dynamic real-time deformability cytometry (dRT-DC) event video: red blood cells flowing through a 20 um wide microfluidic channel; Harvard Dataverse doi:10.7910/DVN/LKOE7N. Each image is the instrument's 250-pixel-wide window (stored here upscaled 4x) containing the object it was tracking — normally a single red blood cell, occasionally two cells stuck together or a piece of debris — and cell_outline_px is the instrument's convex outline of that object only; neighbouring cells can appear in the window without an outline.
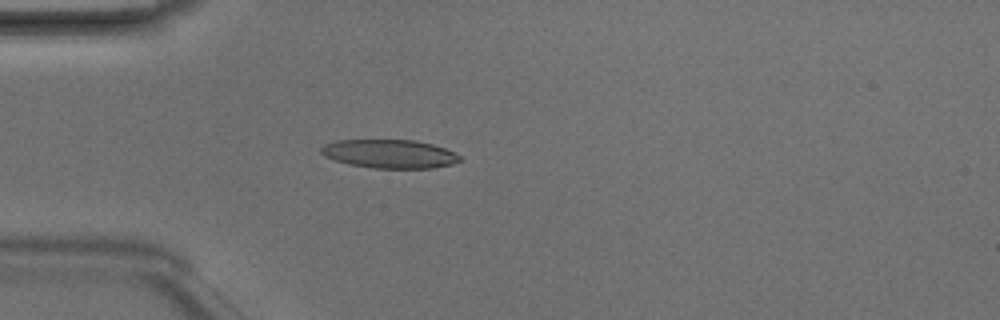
{"species": "Egyptian fruit bat (a non-hibernating species)", "species_latin": "Rousettus aegyptiacus", "temperature_condition": "room temperature", "stored_images_in_passage": 4, "camera_frame_rate_fps": 3000, "um_per_image_px": 0.085, "animal": {"sex": "male"}, "frame": {"image": 1, "passage_image": 4, "time_ms": 1.0, "image_size_px": [1000, 320], "cell_outline_px": [[460, 160], [452, 164], [432, 168], [372, 168], [348, 164], [324, 156], [320, 152], [320, 148], [324, 144], [336, 140], [416, 140], [432, 144], [444, 148], [460, 156]], "centroid_in_image_um": [33.07, 13.07], "position_along_channel_um": 51.9, "area_um2": 23.06}}